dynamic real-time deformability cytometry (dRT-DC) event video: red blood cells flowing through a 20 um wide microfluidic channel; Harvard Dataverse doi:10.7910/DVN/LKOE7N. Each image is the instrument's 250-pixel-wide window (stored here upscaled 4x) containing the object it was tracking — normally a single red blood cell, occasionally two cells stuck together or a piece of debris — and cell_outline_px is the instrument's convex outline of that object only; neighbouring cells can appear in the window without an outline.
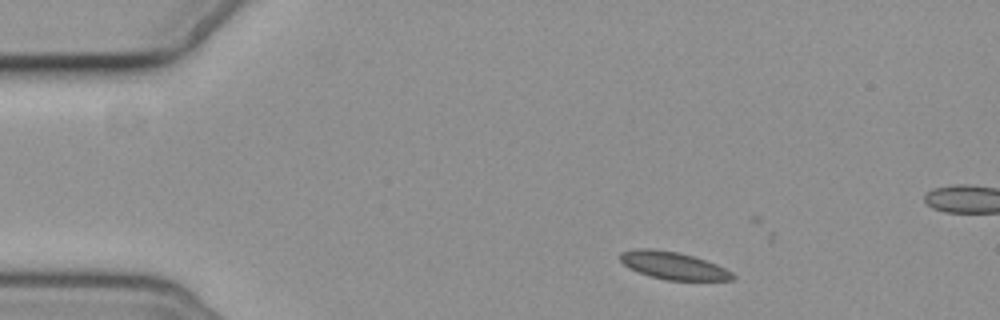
{"species": "common noctule bat (a hibernating species)", "species_latin": "Nyctalus noctula", "temperature_condition": "cold", "stored_images_in_passage": 4, "segment_of_instrument_passage": [1, 2], "camera_frame_rate_fps": 3000, "um_per_image_px": 0.085, "animal": {"sex": "female", "body_mass_g": 19.3, "forearm_length_mm": 54.1}, "frame": {"image": 1, "passage_image": 1, "time_ms": 0.0, "image_size_px": [1000, 320], "cell_outline_px": [[736, 280], [664, 280], [648, 276], [628, 268], [620, 260], [620, 252], [636, 248], [652, 248], [676, 252], [692, 256], [716, 264], [732, 272], [736, 276]], "centroid_in_image_um": [57.2, 22.58], "position_along_channel_um": 27.8, "area_um2": 18.09}}